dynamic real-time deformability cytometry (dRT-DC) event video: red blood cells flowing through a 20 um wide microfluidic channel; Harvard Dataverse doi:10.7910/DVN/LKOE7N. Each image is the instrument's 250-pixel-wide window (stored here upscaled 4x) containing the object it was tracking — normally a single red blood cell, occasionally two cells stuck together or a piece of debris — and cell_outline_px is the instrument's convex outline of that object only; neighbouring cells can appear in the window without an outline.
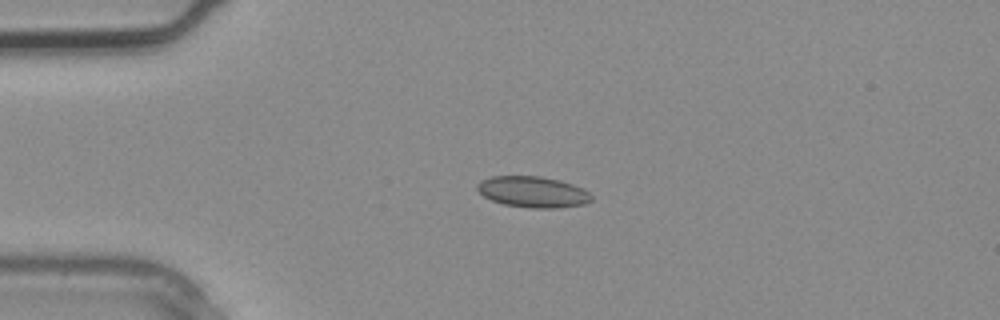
{"species": "common noctule bat (a hibernating species)", "species_latin": "Nyctalus noctula", "temperature_condition": "warm", "stored_images_in_passage": 2, "camera_frame_rate_fps": 3000, "um_per_image_px": 0.085, "animal": {"sex": "male", "body_mass_g": 20.4}, "frame": {"image": 1, "passage_image": 2, "time_ms": 0.333, "image_size_px": [1000, 320], "cell_outline_px": [[592, 200], [584, 204], [556, 208], [532, 208], [504, 204], [492, 200], [484, 196], [476, 188], [476, 184], [480, 180], [492, 176], [540, 176], [560, 180], [584, 188], [592, 196]], "centroid_in_image_um": [45.29, 16.3], "position_along_channel_um": 39.7, "area_um2": 20.69}}